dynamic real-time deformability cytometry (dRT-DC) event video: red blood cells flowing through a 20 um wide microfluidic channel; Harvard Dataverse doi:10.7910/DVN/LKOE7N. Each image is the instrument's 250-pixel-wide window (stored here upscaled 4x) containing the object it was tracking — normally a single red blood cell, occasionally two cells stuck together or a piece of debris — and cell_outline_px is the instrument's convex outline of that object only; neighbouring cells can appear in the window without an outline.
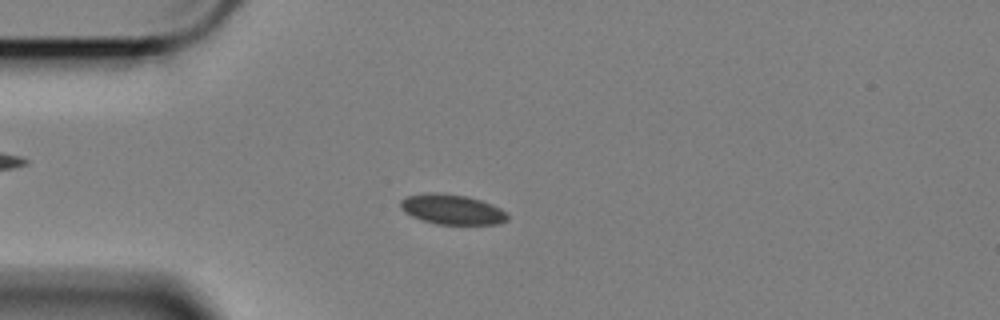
{"species": "Egyptian fruit bat (a non-hibernating species)", "species_latin": "Rousettus aegyptiacus", "temperature_condition": "cold", "stored_images_in_passage": 59, "camera_frame_rate_fps": 3000, "um_per_image_px": 0.085, "animal": {"sex": "female"}, "frame": {"image": 1, "passage_image": 15, "time_ms": 4.667, "image_size_px": [1000, 320], "cell_outline_px": [[508, 220], [500, 224], [436, 224], [412, 216], [404, 212], [400, 208], [400, 200], [404, 196], [424, 192], [444, 192], [468, 196], [492, 204], [500, 208], [508, 216]], "centroid_in_image_um": [38.38, 17.77], "position_along_channel_um": 46.6, "area_um2": 19.02}}
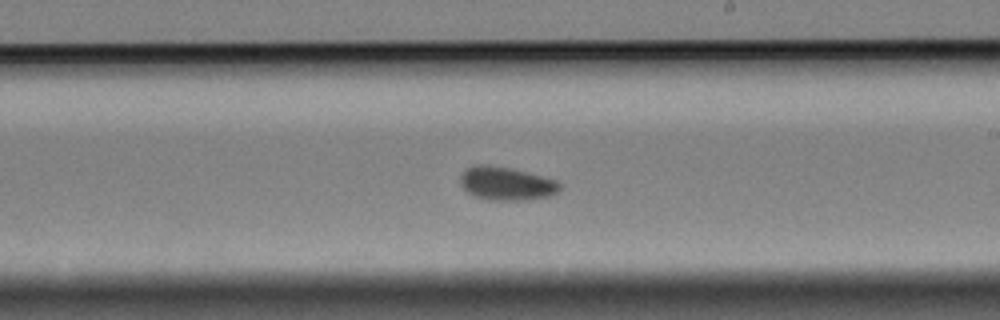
{"frame": {"image": 2, "passage_image": 34, "time_ms": 11.0, "image_size_px": [1000, 320], "cell_outline_px": [[560, 188], [552, 196], [532, 200], [488, 200], [476, 196], [468, 192], [460, 184], [460, 176], [468, 168], [476, 164], [508, 168], [556, 180], [560, 184]], "centroid_in_image_um": [43.05, 15.63], "position_along_channel_um": 245.9, "area_um2": 19.02}}
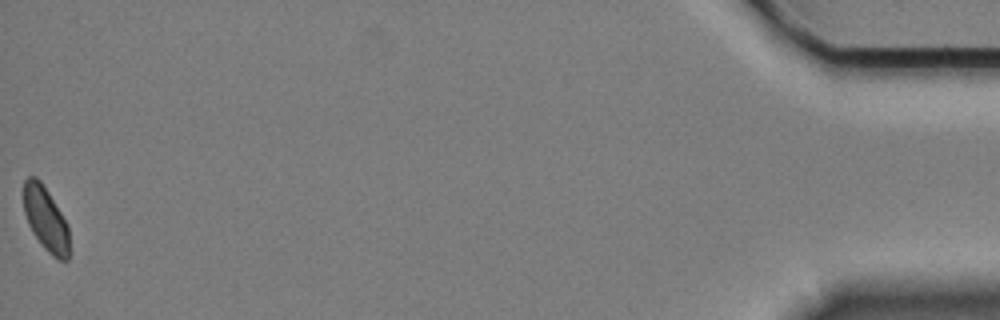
{"frame": {"image": 3, "passage_image": 59, "time_ms": 19.333, "image_size_px": [1000, 320], "cell_outline_px": [[68, 260], [60, 260], [52, 256], [44, 248], [32, 232], [28, 224], [24, 212], [24, 180], [28, 176], [36, 176], [40, 180], [48, 192], [68, 224]], "centroid_in_image_um": [3.87, 18.6], "position_along_channel_um": 431.3, "area_um2": 16.94}, "authors_computed_cell_mechanics": {"area_um2": 18.4382, "velocity_mm_per_s": 3.3768, "shape_relaxation_time_tau1_ms": 1.9212, "shape_relaxation_time_tau2_ms": null, "deformation_change_tau1": 0.042, "deformation_change_tau2": null}}